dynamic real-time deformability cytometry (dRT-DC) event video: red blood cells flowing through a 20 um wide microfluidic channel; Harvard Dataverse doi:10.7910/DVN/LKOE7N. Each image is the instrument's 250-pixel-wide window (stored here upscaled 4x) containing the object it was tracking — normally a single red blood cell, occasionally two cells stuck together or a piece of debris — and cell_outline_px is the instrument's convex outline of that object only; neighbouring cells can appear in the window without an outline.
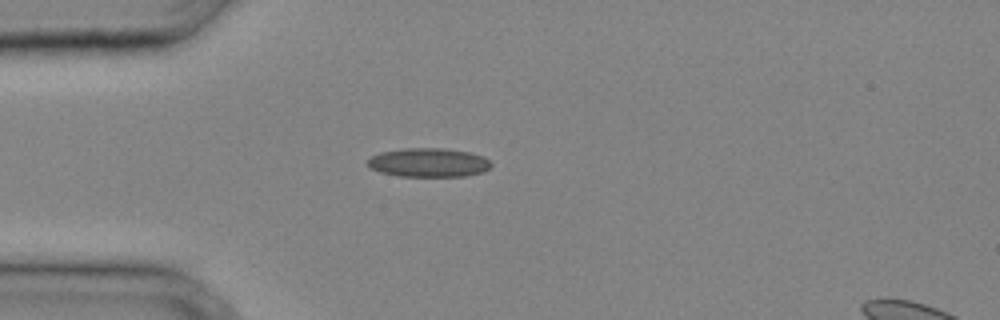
{"species": "common noctule bat (a hibernating species)", "species_latin": "Nyctalus noctula", "temperature_condition": "cold", "stored_images_in_passage": 25, "camera_frame_rate_fps": 3000, "um_per_image_px": 0.085, "animal": {"sex": "male", "body_mass_g": 20.4}, "frame": {"image": 1, "passage_image": 1, "time_ms": 0.0, "image_size_px": [1000, 320], "cell_outline_px": [[492, 164], [484, 172], [464, 176], [396, 176], [380, 172], [372, 168], [368, 164], [368, 160], [372, 156], [380, 152], [404, 148], [444, 148], [468, 152], [484, 156]], "centroid_in_image_um": [36.44, 13.81], "position_along_channel_um": 48.6, "area_um2": 20.75}}
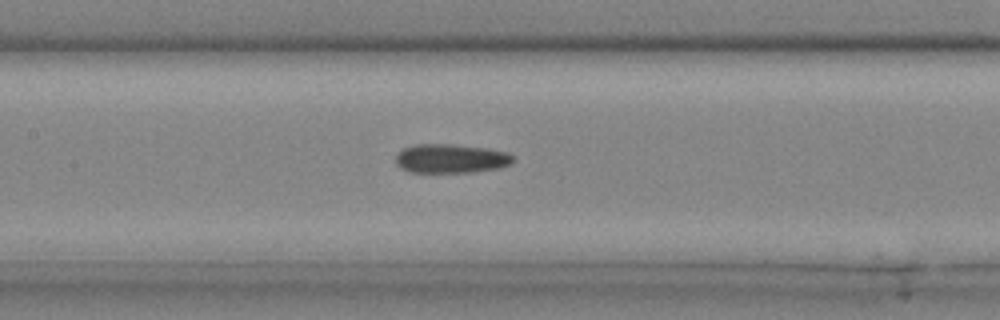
{"frame": {"image": 2, "passage_image": 8, "time_ms": 2.333, "image_size_px": [1000, 320], "cell_outline_px": [[516, 160], [512, 164], [500, 168], [472, 172], [412, 172], [400, 168], [396, 164], [396, 156], [404, 148], [416, 144], [452, 144], [488, 148], [508, 152]], "centroid_in_image_um": [38.38, 13.48], "position_along_channel_um": 169.0, "area_um2": 20.0}}
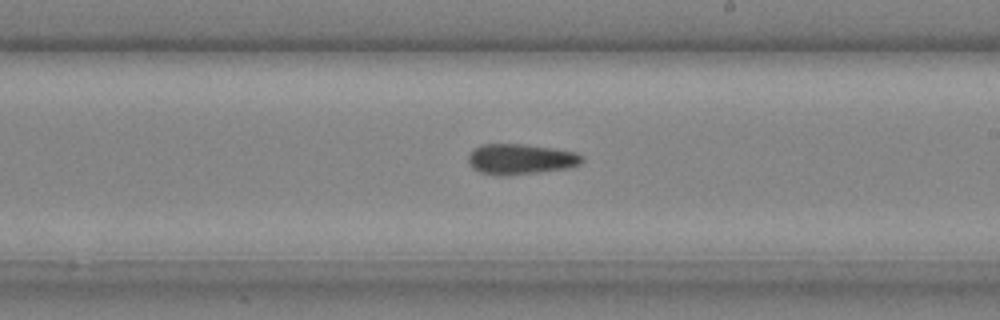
{"frame": {"image": 3, "passage_image": 12, "time_ms": 3.667, "image_size_px": [1000, 320], "cell_outline_px": [[584, 160], [580, 164], [568, 168], [504, 176], [500, 176], [480, 172], [472, 168], [468, 164], [468, 156], [480, 144], [524, 144], [552, 148], [576, 152], [584, 156]], "centroid_in_image_um": [44.25, 13.53], "position_along_channel_um": 244.7, "area_um2": 20.23}}